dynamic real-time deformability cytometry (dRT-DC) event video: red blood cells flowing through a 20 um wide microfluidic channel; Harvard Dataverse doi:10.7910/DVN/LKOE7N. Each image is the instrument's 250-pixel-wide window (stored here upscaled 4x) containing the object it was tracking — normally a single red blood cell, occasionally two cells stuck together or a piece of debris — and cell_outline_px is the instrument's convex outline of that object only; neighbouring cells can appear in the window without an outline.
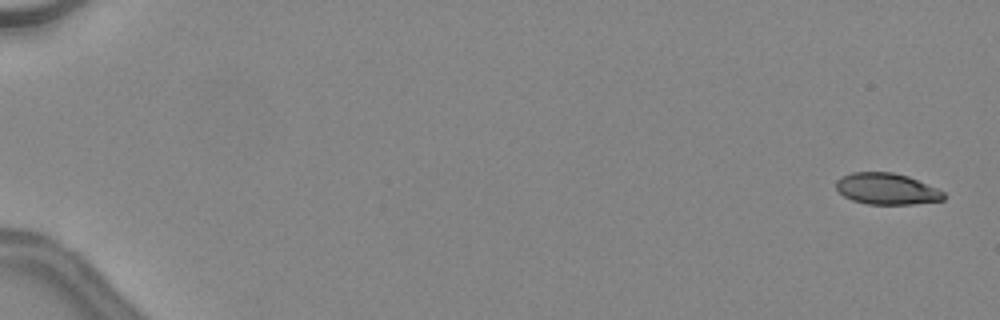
{"species": "common noctule bat (a hibernating species)", "species_latin": "Nyctalus noctula", "temperature_condition": "warm", "stored_images_in_passage": 49, "camera_frame_rate_fps": 3000, "um_per_image_px": 0.085, "animal": {"sex": "female", "body_mass_g": 24.6, "forearm_length_mm": 56.2}, "frame": {"image": 1, "passage_image": 2, "time_ms": 0.333, "image_size_px": [1000, 320], "cell_outline_px": [[944, 200], [912, 204], [868, 204], [852, 200], [844, 196], [836, 188], [836, 180], [852, 172], [892, 172], [908, 176], [936, 188], [944, 192]], "centroid_in_image_um": [75.36, 16.05], "position_along_channel_um": 9.6, "area_um2": 19.48}}
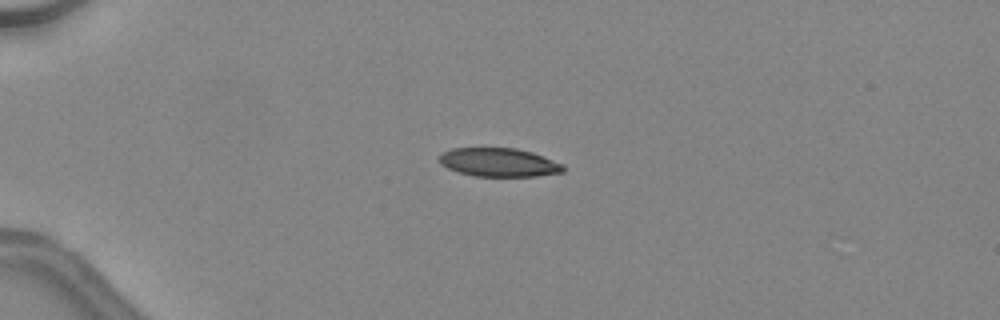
{"frame": {"image": 2, "passage_image": 14, "time_ms": 4.333, "image_size_px": [1000, 320], "cell_outline_px": [[564, 172], [536, 176], [476, 176], [460, 172], [448, 168], [440, 164], [440, 156], [444, 152], [452, 148], [516, 148], [532, 152], [564, 164]], "centroid_in_image_um": [42.44, 13.8], "position_along_channel_um": 42.6, "area_um2": 20.52}}
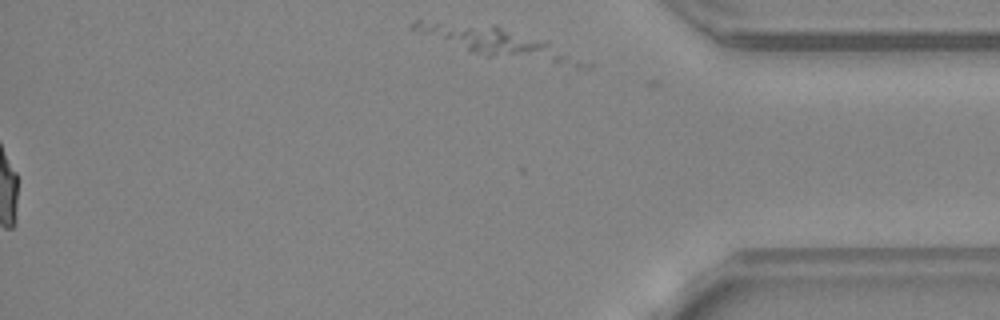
{"frame": {"image": 3, "passage_image": 49, "time_ms": 16.0, "image_size_px": [1000, 320], "cell_outline_px": [[596, 64], [592, 68], [576, 68], [484, 56], [468, 48], [460, 36], [460, 32], [468, 28], [492, 24], [496, 24], [548, 40]], "centroid_in_image_um": [44.18, 3.99], "position_along_channel_um": 391.0, "area_um2": 22.43}, "authors_computed_cell_mechanics": {"area_um2": 21.964, "velocity_mm_per_s": 4.5511, "shape_relaxation_time_tau1_ms": null, "shape_relaxation_time_tau2_ms": 1.8835, "deformation_change_tau1": null, "deformation_change_tau2": 0.096}}